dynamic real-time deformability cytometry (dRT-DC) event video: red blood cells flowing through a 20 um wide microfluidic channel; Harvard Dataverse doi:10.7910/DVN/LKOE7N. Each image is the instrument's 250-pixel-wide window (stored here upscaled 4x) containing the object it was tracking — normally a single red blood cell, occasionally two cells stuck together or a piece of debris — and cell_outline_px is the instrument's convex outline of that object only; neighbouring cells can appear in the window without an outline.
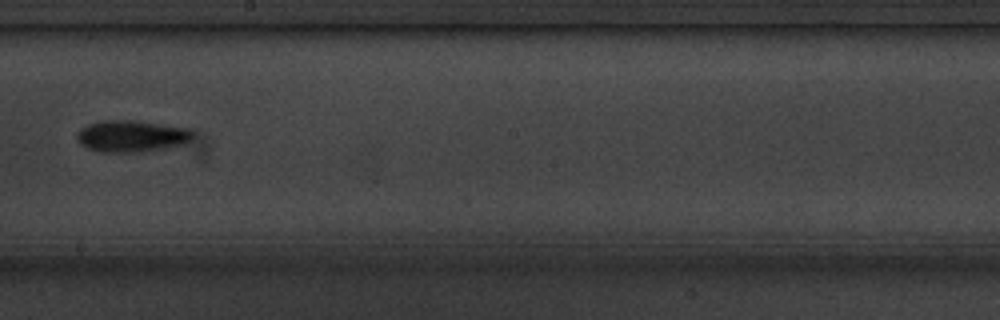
{"species": "common noctule bat (a hibernating species)", "species_latin": "Nyctalus noctula", "temperature_condition": "cold", "stored_images_in_passage": 8, "camera_frame_rate_fps": 3000, "um_per_image_px": 0.085, "animal": {"sex": "male", "body_mass_g": 20.1, "forearm_length_mm": 53.5}, "frame": {"image": 1, "passage_image": 8, "time_ms": 9.0, "image_size_px": [1000, 320], "cell_outline_px": [[196, 132], [188, 140], [180, 144], [164, 148], [132, 152], [100, 152], [88, 148], [80, 144], [76, 140], [76, 136], [80, 128], [88, 124], [100, 120], [136, 120], [192, 128]], "centroid_in_image_um": [11.16, 11.54], "position_along_channel_um": 237.0, "area_um2": 21.5}}